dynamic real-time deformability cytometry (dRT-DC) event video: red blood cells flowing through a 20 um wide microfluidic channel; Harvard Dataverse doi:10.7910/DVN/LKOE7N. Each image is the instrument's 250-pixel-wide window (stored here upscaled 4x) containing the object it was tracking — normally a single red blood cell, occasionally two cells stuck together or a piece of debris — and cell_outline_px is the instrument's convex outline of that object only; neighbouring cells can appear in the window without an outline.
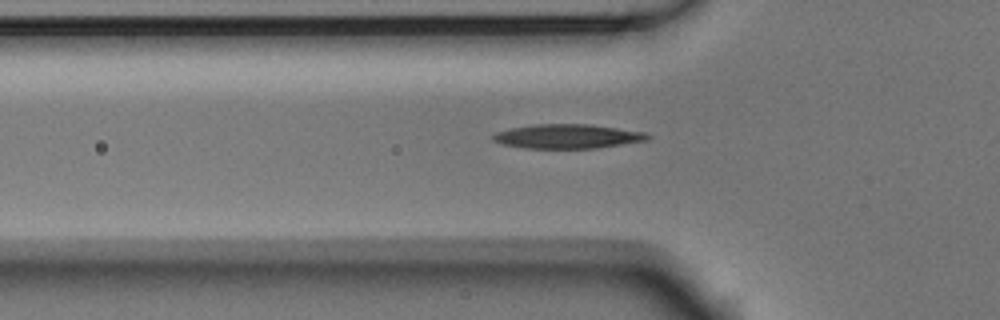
{"species": "Egyptian fruit bat (a non-hibernating species)", "species_latin": "Rousettus aegyptiacus", "temperature_condition": "room temperature", "stored_images_in_passage": 39, "camera_frame_rate_fps": 3000, "um_per_image_px": 0.085, "animal": {"sex": "male"}, "frame": {"image": 1, "passage_image": 8, "time_ms": 2.333, "image_size_px": [1000, 320], "cell_outline_px": [[652, 136], [648, 140], [596, 148], [524, 148], [504, 144], [492, 140], [492, 136], [496, 132], [512, 128], [536, 124], [588, 124], [648, 132]], "centroid_in_image_um": [48.29, 11.58], "position_along_channel_um": 77.5, "area_um2": 21.79}}
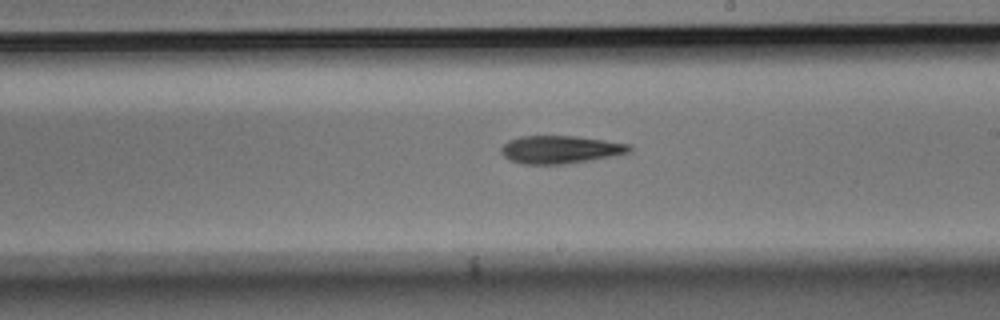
{"frame": {"image": 2, "passage_image": 21, "time_ms": 6.667, "image_size_px": [1000, 320], "cell_outline_px": [[632, 152], [612, 156], [564, 164], [520, 164], [508, 160], [500, 152], [500, 148], [508, 140], [520, 136], [576, 136], [632, 144]], "centroid_in_image_um": [47.61, 12.71], "position_along_channel_um": 241.4, "area_um2": 20.98}}
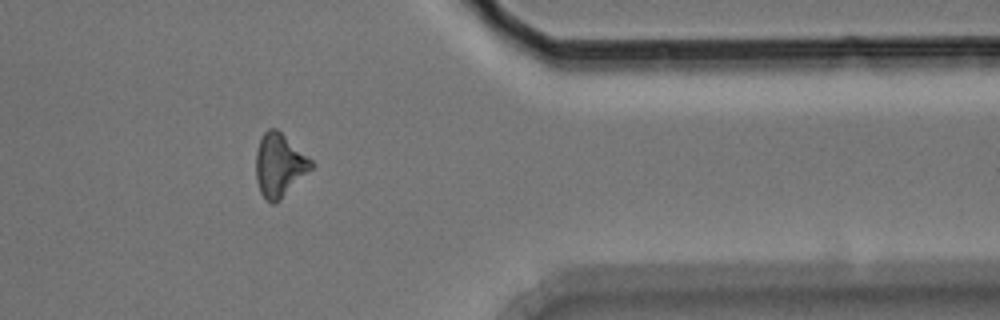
{"frame": {"image": 3, "passage_image": 34, "time_ms": 11.0, "image_size_px": [1000, 320], "cell_outline_px": [[316, 164], [280, 200], [272, 204], [264, 200], [260, 192], [256, 180], [256, 152], [260, 140], [264, 132], [268, 128], [276, 128], [312, 160]], "centroid_in_image_um": [23.73, 14.06], "position_along_channel_um": 387.7, "area_um2": 20.29}}